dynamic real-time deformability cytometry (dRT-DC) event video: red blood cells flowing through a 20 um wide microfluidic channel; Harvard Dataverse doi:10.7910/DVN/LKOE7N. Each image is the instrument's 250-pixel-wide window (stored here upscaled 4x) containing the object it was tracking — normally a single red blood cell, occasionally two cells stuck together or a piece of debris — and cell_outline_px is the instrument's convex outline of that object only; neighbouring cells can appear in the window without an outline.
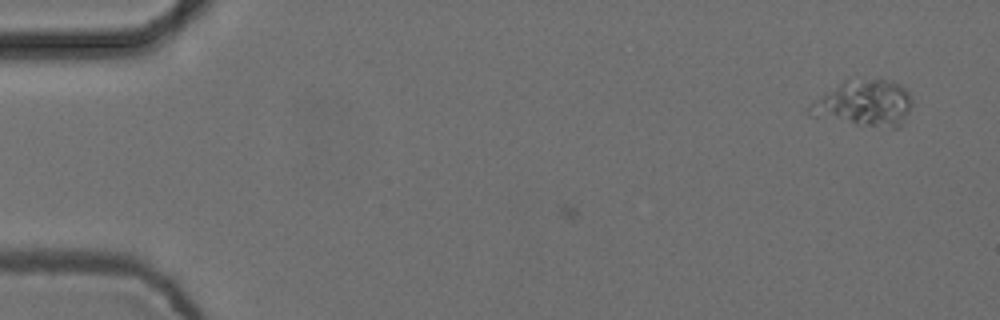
{"species": "common noctule bat (a hibernating species)", "species_latin": "Nyctalus noctula", "temperature_condition": "cold", "stored_images_in_passage": 5, "camera_frame_rate_fps": 3000, "um_per_image_px": 0.085, "animal": {"sex": "female", "body_mass_g": 24.6, "forearm_length_mm": 56.2}, "frame": {"image": 1, "passage_image": 5, "time_ms": 1.333, "image_size_px": [1000, 320], "cell_outline_px": [[912, 104], [900, 128], [888, 128], [856, 124], [808, 116], [804, 112], [804, 108], [808, 104], [844, 80], [880, 76], [892, 80], [900, 84], [908, 92], [912, 100]], "centroid_in_image_um": [73.42, 8.75], "position_along_channel_um": 11.6, "area_um2": 28.55}}